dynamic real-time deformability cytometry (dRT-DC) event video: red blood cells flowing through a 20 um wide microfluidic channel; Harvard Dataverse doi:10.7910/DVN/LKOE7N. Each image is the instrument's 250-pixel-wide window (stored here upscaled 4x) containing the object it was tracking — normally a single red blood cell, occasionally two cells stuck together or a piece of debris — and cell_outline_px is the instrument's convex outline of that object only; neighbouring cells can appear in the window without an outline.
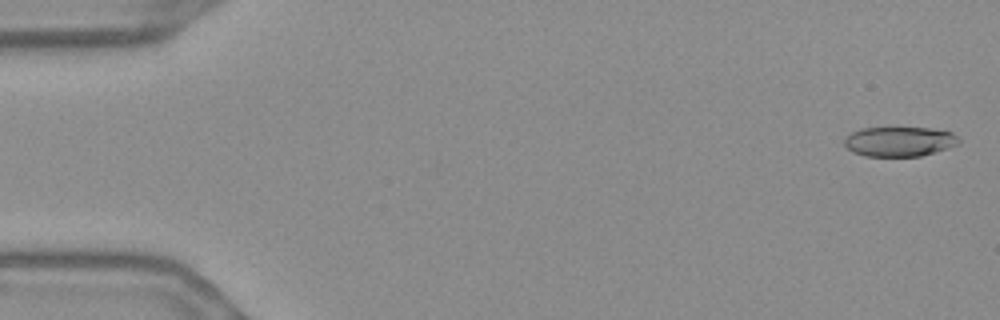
{"species": "Egyptian fruit bat (a non-hibernating species)", "species_latin": "Rousettus aegyptiacus", "temperature_condition": "warm", "stored_images_in_passage": 56, "camera_frame_rate_fps": 3000, "um_per_image_px": 0.085, "frame": {"image": 1, "passage_image": 2, "time_ms": 0.333, "image_size_px": [1000, 320], "cell_outline_px": [[960, 144], [948, 148], [920, 156], [864, 156], [852, 152], [844, 144], [844, 136], [860, 128], [928, 128], [952, 132], [960, 140]], "centroid_in_image_um": [76.42, 12.03], "position_along_channel_um": 8.6, "area_um2": 19.88}}
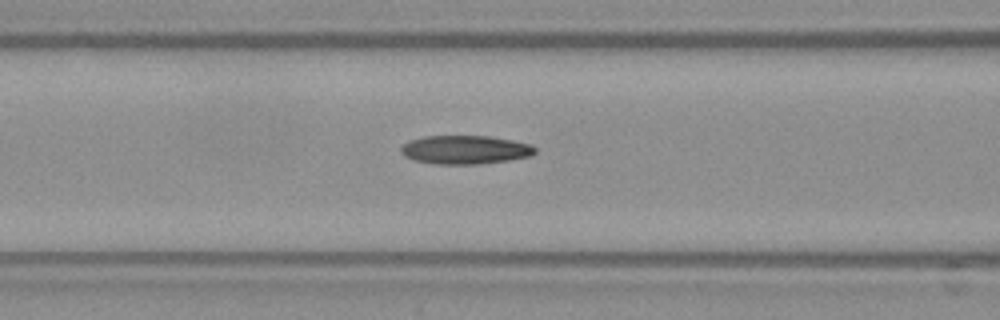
{"frame": {"image": 2, "passage_image": 23, "time_ms": 7.333, "image_size_px": [1000, 320], "cell_outline_px": [[536, 152], [532, 156], [508, 160], [480, 164], [432, 164], [412, 160], [404, 156], [400, 152], [400, 148], [408, 140], [424, 136], [488, 136], [512, 140], [532, 144], [536, 148]], "centroid_in_image_um": [39.52, 12.73], "position_along_channel_um": 127.1, "area_um2": 22.66}}
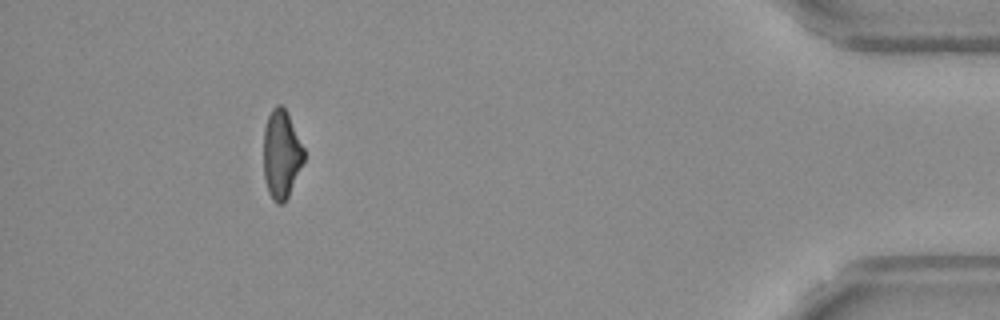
{"frame": {"image": 3, "passage_image": 51, "time_ms": 16.667, "image_size_px": [1000, 320], "cell_outline_px": [[304, 160], [288, 196], [284, 204], [276, 204], [272, 200], [268, 192], [264, 176], [264, 128], [268, 116], [272, 108], [276, 104], [280, 104], [288, 112], [304, 148]], "centroid_in_image_um": [23.91, 13.11], "position_along_channel_um": 411.3, "area_um2": 20.87}, "authors_computed_cell_mechanics": {"area_um2": 21.8195, "velocity_mm_per_s": 3.6956, "shape_relaxation_time_tau1_ms": null, "shape_relaxation_time_tau2_ms": 5.6556, "deformation_change_tau1": null, "deformation_change_tau2": 0.1479}}